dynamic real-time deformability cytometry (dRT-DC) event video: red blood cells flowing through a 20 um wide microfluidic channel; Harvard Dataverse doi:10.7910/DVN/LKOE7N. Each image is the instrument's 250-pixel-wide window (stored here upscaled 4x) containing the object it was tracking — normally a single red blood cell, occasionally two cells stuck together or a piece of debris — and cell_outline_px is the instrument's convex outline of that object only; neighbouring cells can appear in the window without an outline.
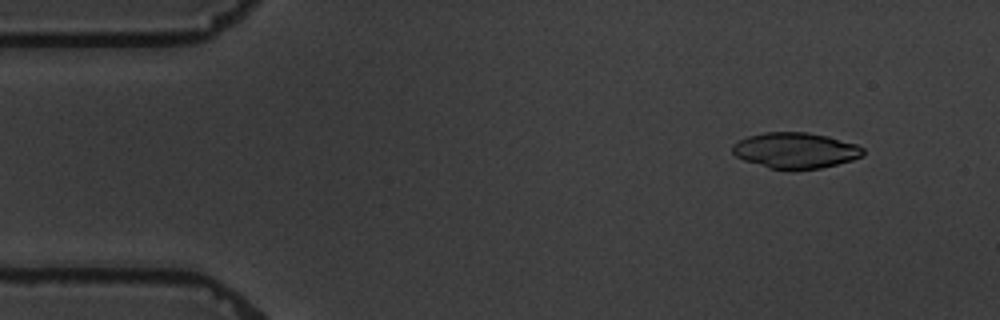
{"species": "common noctule bat (a hibernating species)", "species_latin": "Nyctalus noctula", "temperature_condition": "warm", "stored_images_in_passage": 5, "camera_frame_rate_fps": 3000, "um_per_image_px": 0.085, "animal": {"sex": "male", "body_mass_g": 19.5, "forearm_length_mm": 54.6}, "frame": {"image": 1, "passage_image": 2, "time_ms": 1.333, "image_size_px": [1000, 320], "cell_outline_px": [[864, 156], [852, 160], [820, 168], [768, 168], [744, 160], [736, 156], [732, 152], [732, 144], [748, 136], [764, 132], [808, 132], [828, 136], [856, 144], [864, 148]], "centroid_in_image_um": [67.62, 12.76], "position_along_channel_um": 17.4, "area_um2": 26.99}}